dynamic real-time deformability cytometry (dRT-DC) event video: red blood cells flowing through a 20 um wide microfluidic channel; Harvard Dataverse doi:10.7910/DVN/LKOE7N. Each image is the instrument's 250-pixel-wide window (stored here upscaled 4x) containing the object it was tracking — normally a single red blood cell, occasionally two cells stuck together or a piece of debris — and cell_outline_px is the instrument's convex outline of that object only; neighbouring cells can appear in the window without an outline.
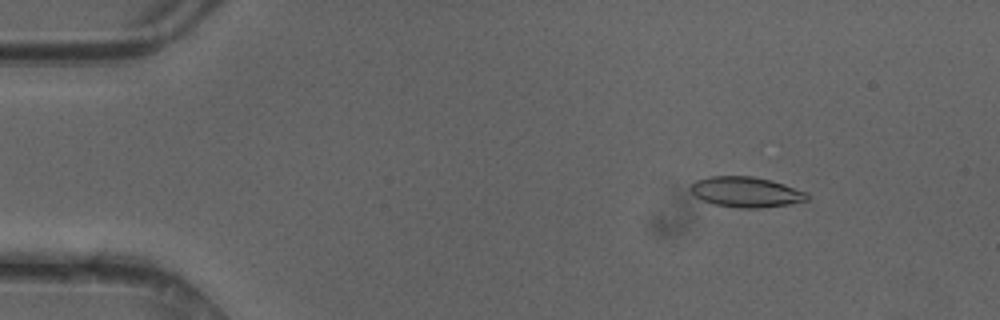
{"species": "common noctule bat (a hibernating species)", "species_latin": "Nyctalus noctula", "temperature_condition": "cold", "stored_images_in_passage": 22, "camera_frame_rate_fps": 3000, "um_per_image_px": 0.085, "animal": {"sex": "female"}, "frame": {"image": 1, "passage_image": 7, "time_ms": 2.0, "image_size_px": [1000, 320], "cell_outline_px": [[808, 200], [788, 204], [760, 208], [740, 208], [712, 204], [696, 196], [688, 188], [696, 180], [712, 176], [752, 176], [772, 180], [808, 192]], "centroid_in_image_um": [63.42, 16.32], "position_along_channel_um": 21.6, "area_um2": 20.63}}
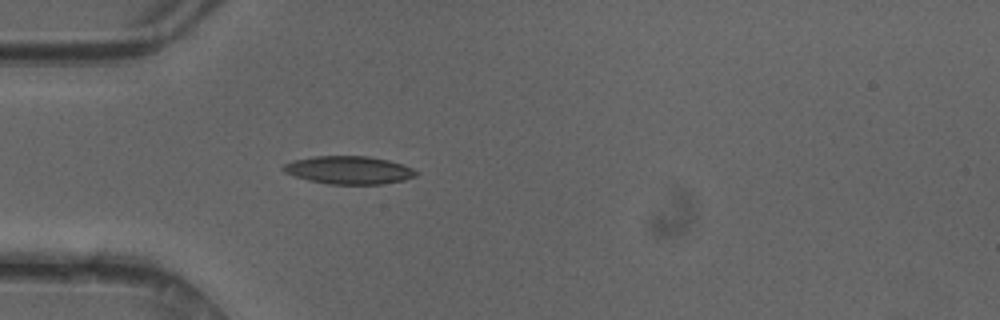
{"frame": {"image": 2, "passage_image": 15, "time_ms": 4.667, "image_size_px": [1000, 320], "cell_outline_px": [[420, 172], [416, 176], [404, 180], [384, 184], [328, 184], [308, 180], [284, 172], [280, 168], [284, 164], [292, 160], [312, 156], [368, 156], [388, 160], [412, 168]], "centroid_in_image_um": [29.64, 14.45], "position_along_channel_um": 55.4, "area_um2": 21.73}}
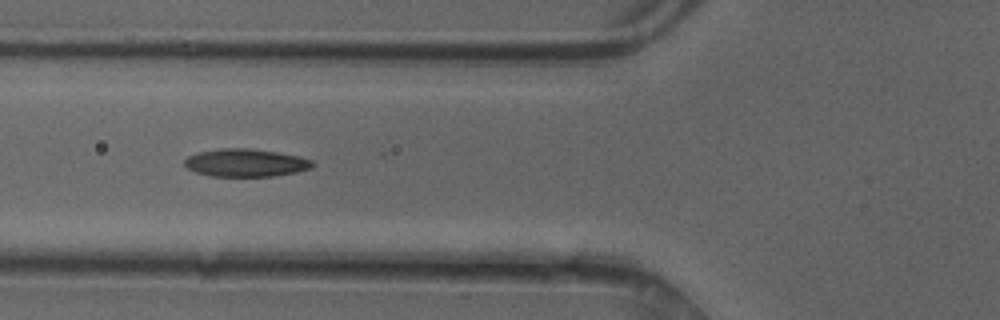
{"frame": {"image": 3, "passage_image": 19, "time_ms": 6.0, "image_size_px": [1000, 320], "cell_outline_px": [[316, 164], [312, 168], [296, 172], [272, 176], [212, 176], [196, 172], [188, 168], [184, 164], [184, 160], [188, 156], [200, 152], [220, 148], [248, 148], [276, 152], [300, 156], [312, 160]], "centroid_in_image_um": [20.91, 13.83], "position_along_channel_um": 104.9, "area_um2": 20.69}}